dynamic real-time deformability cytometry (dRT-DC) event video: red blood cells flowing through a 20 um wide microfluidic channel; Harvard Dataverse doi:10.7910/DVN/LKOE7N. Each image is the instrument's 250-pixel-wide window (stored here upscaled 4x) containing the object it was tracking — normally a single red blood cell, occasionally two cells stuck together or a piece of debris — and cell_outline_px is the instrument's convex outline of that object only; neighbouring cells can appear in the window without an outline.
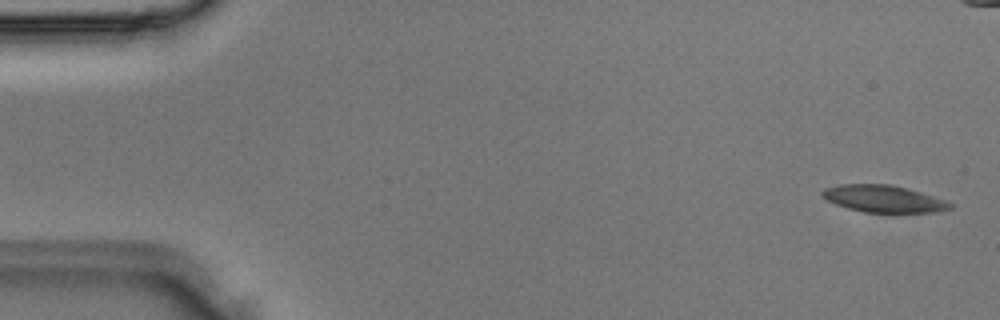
{"species": "Egyptian fruit bat (a non-hibernating species)", "species_latin": "Rousettus aegyptiacus", "temperature_condition": "room temperature", "stored_images_in_passage": 5, "camera_frame_rate_fps": 3000, "um_per_image_px": 0.085, "animal": {"sex": "male"}, "frame": {"image": 1, "passage_image": 1, "time_ms": 0.0, "image_size_px": [1000, 320], "cell_outline_px": [[956, 204], [952, 208], [936, 212], [864, 212], [848, 208], [836, 204], [820, 196], [820, 192], [824, 188], [840, 184], [892, 184], [908, 188]], "centroid_in_image_um": [75.09, 16.89], "position_along_channel_um": 9.9, "area_um2": 20.17}}